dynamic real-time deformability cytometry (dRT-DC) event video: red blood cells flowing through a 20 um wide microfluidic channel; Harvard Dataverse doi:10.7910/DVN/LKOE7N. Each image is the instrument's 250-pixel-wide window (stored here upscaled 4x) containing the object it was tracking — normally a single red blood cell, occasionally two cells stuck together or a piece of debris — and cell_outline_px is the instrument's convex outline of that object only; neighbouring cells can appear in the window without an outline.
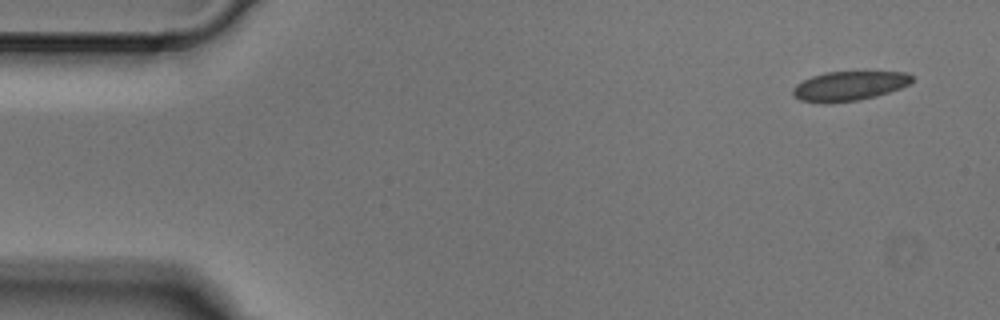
{"species": "Egyptian fruit bat (a non-hibernating species)", "species_latin": "Rousettus aegyptiacus", "temperature_condition": "cold", "stored_images_in_passage": 4, "camera_frame_rate_fps": 3000, "um_per_image_px": 0.085, "animal": {"sex": "male"}, "frame": {"image": 1, "passage_image": 1, "time_ms": 0.0, "image_size_px": [1000, 320], "cell_outline_px": [[912, 80], [908, 84], [900, 88], [876, 96], [860, 100], [800, 100], [792, 96], [792, 88], [796, 84], [812, 76], [824, 72], [908, 72], [912, 76]], "centroid_in_image_um": [72.2, 7.26], "position_along_channel_um": 12.8, "area_um2": 19.65}}
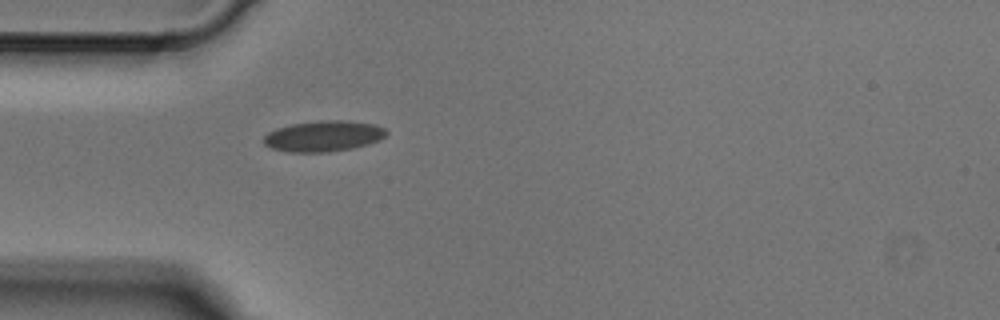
{"frame": {"image": 2, "passage_image": 4, "time_ms": 1.0, "image_size_px": [1000, 320], "cell_outline_px": [[388, 132], [380, 140], [368, 144], [352, 148], [328, 152], [288, 152], [272, 148], [264, 144], [264, 136], [268, 132], [276, 128], [292, 124], [324, 120], [348, 120], [376, 124], [384, 128]], "centroid_in_image_um": [27.51, 11.56], "position_along_channel_um": 57.5, "area_um2": 22.08}}